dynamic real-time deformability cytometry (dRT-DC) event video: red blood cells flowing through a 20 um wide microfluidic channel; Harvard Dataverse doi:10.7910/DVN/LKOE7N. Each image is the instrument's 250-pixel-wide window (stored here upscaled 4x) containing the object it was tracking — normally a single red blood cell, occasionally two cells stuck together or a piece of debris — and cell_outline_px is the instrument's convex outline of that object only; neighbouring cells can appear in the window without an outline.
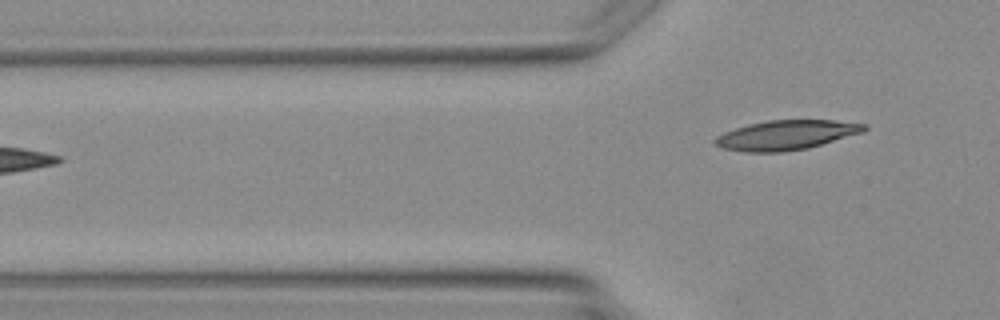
{"species": "Egyptian fruit bat (a non-hibernating species)", "species_latin": "Rousettus aegyptiacus", "temperature_condition": "warm", "stored_images_in_passage": 4, "camera_frame_rate_fps": 3000, "um_per_image_px": 0.085, "animal": {"sex": "female"}, "frame": {"image": 1, "passage_image": 4, "time_ms": 3.667, "image_size_px": [1000, 320], "cell_outline_px": [[868, 128], [864, 132], [808, 148], [784, 152], [744, 152], [720, 148], [712, 144], [712, 140], [716, 136], [724, 132], [748, 124], [768, 120], [832, 120], [868, 124]], "centroid_in_image_um": [66.8, 11.48], "position_along_channel_um": 59.0, "area_um2": 26.01}}